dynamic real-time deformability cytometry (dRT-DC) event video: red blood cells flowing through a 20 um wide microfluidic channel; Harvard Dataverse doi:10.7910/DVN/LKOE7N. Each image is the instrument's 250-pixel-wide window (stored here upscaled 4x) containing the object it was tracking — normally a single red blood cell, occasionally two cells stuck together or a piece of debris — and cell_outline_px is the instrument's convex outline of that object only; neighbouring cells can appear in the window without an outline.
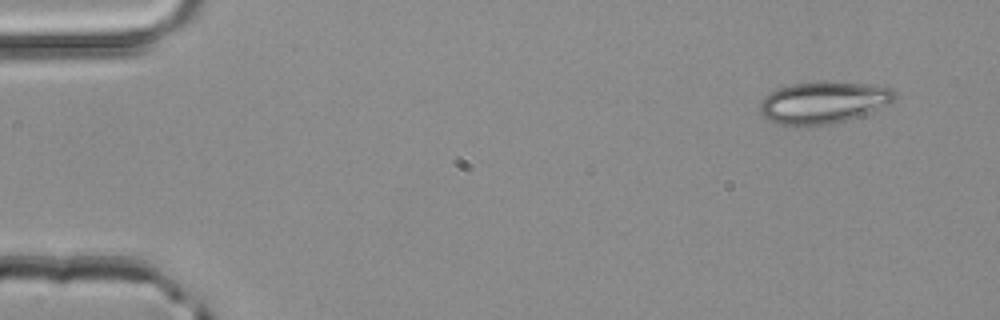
{"species": "common noctule bat (a hibernating species)", "species_latin": "Nyctalus noctula", "temperature_condition": "room temperature", "stored_images_in_passage": 3, "camera_frame_rate_fps": 3000, "um_per_image_px": 0.085, "animal": {"sex": "male", "body_mass_g": 20.4}, "frame": {"image": 1, "passage_image": 1, "time_ms": 0.0, "image_size_px": [1000, 320], "cell_outline_px": [[896, 96], [888, 104], [868, 112], [832, 124], [796, 128], [780, 124], [768, 120], [760, 112], [760, 104], [764, 96], [780, 88], [792, 84], [868, 84], [892, 88], [896, 92]], "centroid_in_image_um": [69.93, 8.77], "position_along_channel_um": 15.1, "area_um2": 32.08}}